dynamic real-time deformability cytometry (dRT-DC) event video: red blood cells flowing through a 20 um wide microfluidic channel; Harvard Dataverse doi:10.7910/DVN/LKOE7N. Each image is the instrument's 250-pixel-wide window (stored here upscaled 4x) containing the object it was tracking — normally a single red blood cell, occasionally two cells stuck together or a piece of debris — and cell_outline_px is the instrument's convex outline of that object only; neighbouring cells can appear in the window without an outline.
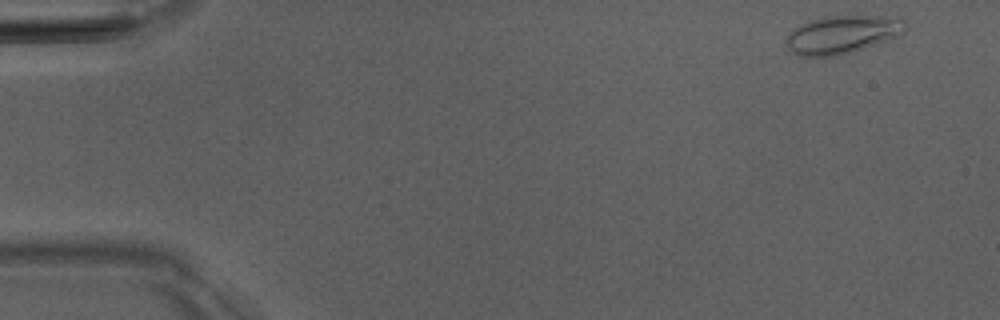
{"species": "Egyptian fruit bat (a non-hibernating species)", "species_latin": "Rousettus aegyptiacus", "temperature_condition": "room temperature", "stored_images_in_passage": 5, "camera_frame_rate_fps": 3000, "um_per_image_px": 0.085, "animal": {"sex": "male"}, "frame": {"image": 1, "passage_image": 1, "time_ms": 0.0, "image_size_px": [1000, 320], "cell_outline_px": [[904, 32], [896, 36], [836, 56], [796, 56], [784, 44], [788, 36], [800, 24], [824, 16], [900, 16], [904, 20]], "centroid_in_image_um": [71.55, 2.92], "position_along_channel_um": 13.4, "area_um2": 25.89}}